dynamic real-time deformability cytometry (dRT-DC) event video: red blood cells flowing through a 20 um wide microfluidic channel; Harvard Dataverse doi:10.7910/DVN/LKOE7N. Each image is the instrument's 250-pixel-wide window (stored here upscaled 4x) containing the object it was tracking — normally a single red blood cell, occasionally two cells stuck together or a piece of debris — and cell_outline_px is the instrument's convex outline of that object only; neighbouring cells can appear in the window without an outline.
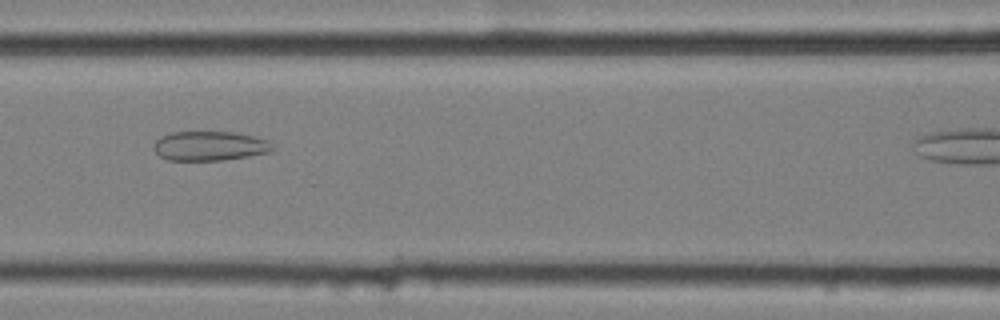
{"species": "common noctule bat (a hibernating species)", "species_latin": "Nyctalus noctula", "temperature_condition": "cold", "stored_images_in_passage": 25, "camera_frame_rate_fps": 3000, "um_per_image_px": 0.085, "animal": {"sex": "female", "body_mass_g": 25.1}, "frame": {"image": 1, "passage_image": 14, "time_ms": 4.333, "image_size_px": [1000, 320], "cell_outline_px": [[276, 148], [268, 152], [248, 156], [224, 160], [168, 160], [160, 156], [152, 148], [152, 144], [160, 136], [172, 132], [232, 132], [256, 136], [268, 140]], "centroid_in_image_um": [17.81, 12.4], "position_along_channel_um": 148.8, "area_um2": 20.52}}